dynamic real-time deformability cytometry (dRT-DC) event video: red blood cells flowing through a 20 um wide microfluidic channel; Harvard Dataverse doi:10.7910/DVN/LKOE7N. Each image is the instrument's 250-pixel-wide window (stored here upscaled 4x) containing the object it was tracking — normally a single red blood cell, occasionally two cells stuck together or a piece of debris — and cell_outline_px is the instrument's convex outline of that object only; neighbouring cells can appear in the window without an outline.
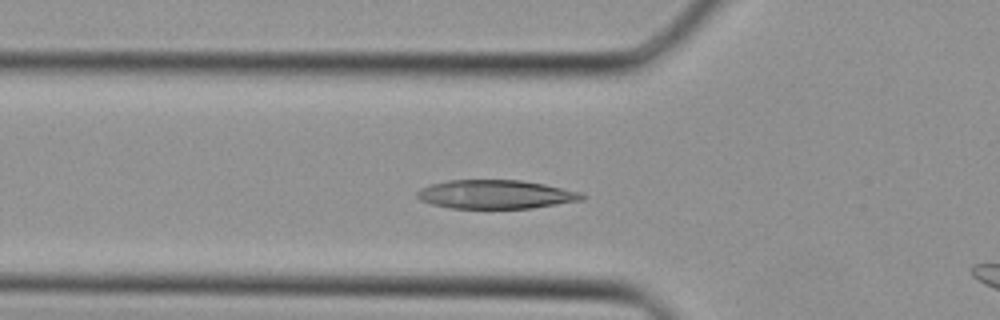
{"species": "Egyptian fruit bat (a non-hibernating species)", "species_latin": "Rousettus aegyptiacus", "temperature_condition": "cold", "stored_images_in_passage": 21, "camera_frame_rate_fps": 3000, "um_per_image_px": 0.085, "animal": {"sex": "female"}, "frame": {"image": 1, "passage_image": 3, "time_ms": 0.667, "image_size_px": [1000, 320], "cell_outline_px": [[588, 196], [584, 200], [532, 208], [448, 208], [432, 204], [420, 200], [416, 196], [416, 192], [420, 188], [432, 184], [448, 180], [520, 180], [544, 184], [580, 192]], "centroid_in_image_um": [42.14, 16.52], "position_along_channel_um": 83.7, "area_um2": 27.69}}
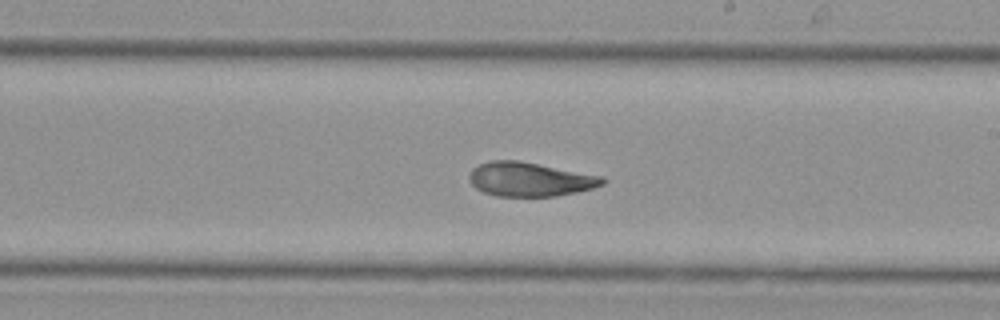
{"frame": {"image": 2, "passage_image": 12, "time_ms": 3.667, "image_size_px": [1000, 320], "cell_outline_px": [[608, 180], [604, 184], [592, 188], [576, 192], [556, 196], [496, 196], [484, 192], [476, 188], [472, 184], [468, 176], [472, 168], [480, 164], [492, 160], [516, 160], [604, 176]], "centroid_in_image_um": [45.06, 15.24], "position_along_channel_um": 243.9, "area_um2": 26.41}}
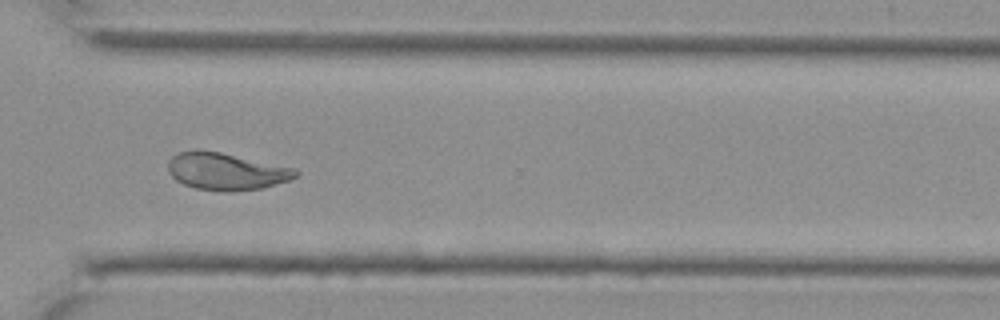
{"frame": {"image": 3, "passage_image": 18, "time_ms": 5.667, "image_size_px": [1000, 320], "cell_outline_px": [[300, 172], [296, 176], [288, 180], [264, 188], [224, 192], [196, 188], [184, 184], [176, 180], [168, 172], [168, 160], [172, 156], [180, 152], [220, 152], [296, 168]], "centroid_in_image_um": [19.25, 14.59], "position_along_channel_um": 351.3, "area_um2": 27.22}}